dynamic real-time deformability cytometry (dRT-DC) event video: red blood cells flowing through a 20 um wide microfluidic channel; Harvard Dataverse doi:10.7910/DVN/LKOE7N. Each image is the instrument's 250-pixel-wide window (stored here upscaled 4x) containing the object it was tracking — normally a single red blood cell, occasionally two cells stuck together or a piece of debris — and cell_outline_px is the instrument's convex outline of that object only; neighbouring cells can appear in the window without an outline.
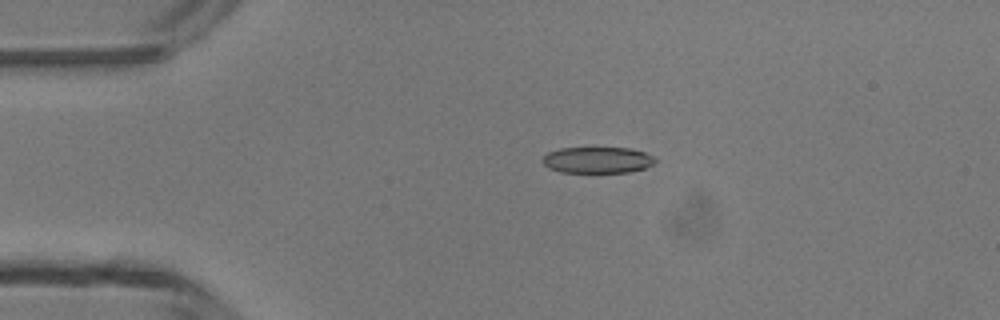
{"species": "common noctule bat (a hibernating species)", "species_latin": "Nyctalus noctula", "temperature_condition": "room temperature", "stored_images_in_passage": 4, "camera_frame_rate_fps": 3000, "um_per_image_px": 0.085, "animal": {"sex": "male", "body_mass_g": 13.3}, "frame": {"image": 1, "passage_image": 3, "time_ms": 2.333, "image_size_px": [1000, 320], "cell_outline_px": [[656, 160], [652, 164], [644, 168], [628, 172], [560, 172], [548, 168], [540, 160], [548, 152], [560, 148], [632, 148], [644, 152], [652, 156]], "centroid_in_image_um": [50.74, 13.6], "position_along_channel_um": 34.3, "area_um2": 17.17}}